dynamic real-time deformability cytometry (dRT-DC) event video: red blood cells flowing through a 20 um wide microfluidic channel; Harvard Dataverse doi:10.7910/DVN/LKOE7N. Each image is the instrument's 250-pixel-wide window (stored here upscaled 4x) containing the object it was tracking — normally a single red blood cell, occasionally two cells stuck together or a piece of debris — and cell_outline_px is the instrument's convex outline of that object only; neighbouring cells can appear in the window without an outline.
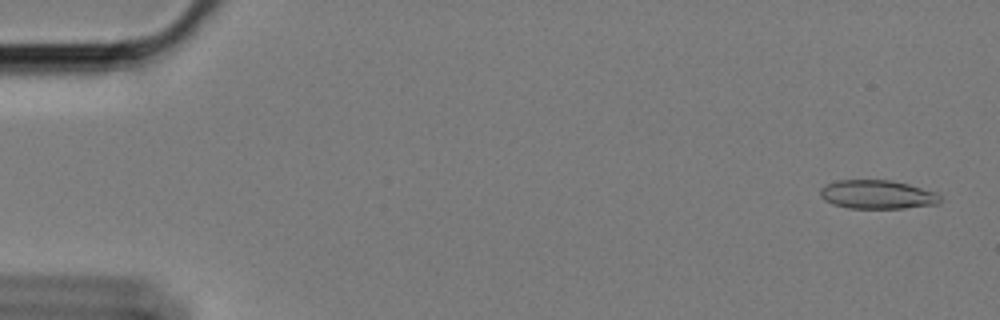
{"species": "Egyptian fruit bat (a non-hibernating species)", "species_latin": "Rousettus aegyptiacus", "temperature_condition": "cold", "stored_images_in_passage": 61, "segment_of_instrument_passage": [1, 2], "camera_frame_rate_fps": 3000, "um_per_image_px": 0.085, "animal": {"sex": "female"}, "frame": {"image": 1, "passage_image": 3, "time_ms": 0.667, "image_size_px": [1000, 320], "cell_outline_px": [[940, 204], [904, 208], [848, 208], [832, 204], [824, 200], [820, 196], [820, 188], [836, 180], [892, 180], [908, 184], [936, 192], [940, 196]], "centroid_in_image_um": [74.57, 16.54], "position_along_channel_um": 10.4, "area_um2": 20.17}}
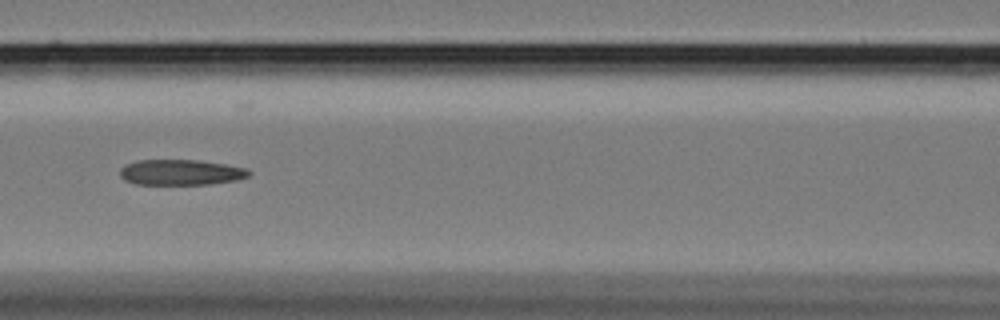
{"frame": {"image": 2, "passage_image": 27, "time_ms": 8.667, "image_size_px": [1000, 320], "cell_outline_px": [[252, 172], [248, 176], [236, 180], [208, 184], [136, 184], [124, 180], [120, 176], [120, 168], [124, 164], [136, 160], [200, 160], [248, 168]], "centroid_in_image_um": [15.35, 14.64], "position_along_channel_um": 151.2, "area_um2": 19.31}}
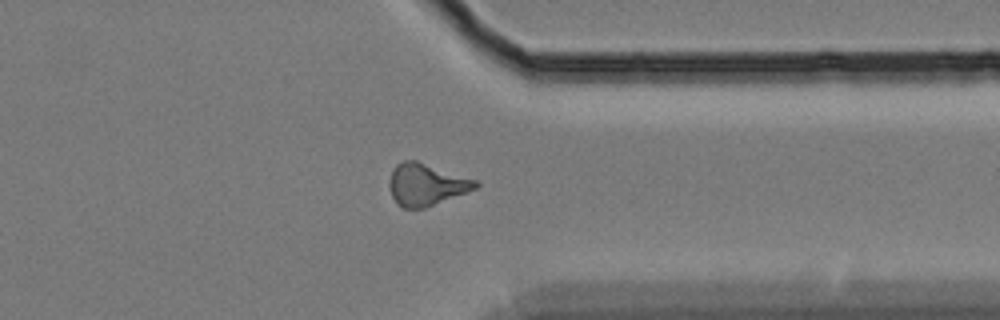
{"frame": {"image": 3, "passage_image": 47, "time_ms": 15.333, "image_size_px": [1000, 320], "cell_outline_px": [[480, 184], [476, 188], [424, 208], [404, 208], [396, 204], [388, 188], [388, 180], [392, 168], [396, 164], [404, 160], [416, 160], [476, 180]], "centroid_in_image_um": [36.16, 15.67], "position_along_channel_um": 375.2, "area_um2": 21.04}}